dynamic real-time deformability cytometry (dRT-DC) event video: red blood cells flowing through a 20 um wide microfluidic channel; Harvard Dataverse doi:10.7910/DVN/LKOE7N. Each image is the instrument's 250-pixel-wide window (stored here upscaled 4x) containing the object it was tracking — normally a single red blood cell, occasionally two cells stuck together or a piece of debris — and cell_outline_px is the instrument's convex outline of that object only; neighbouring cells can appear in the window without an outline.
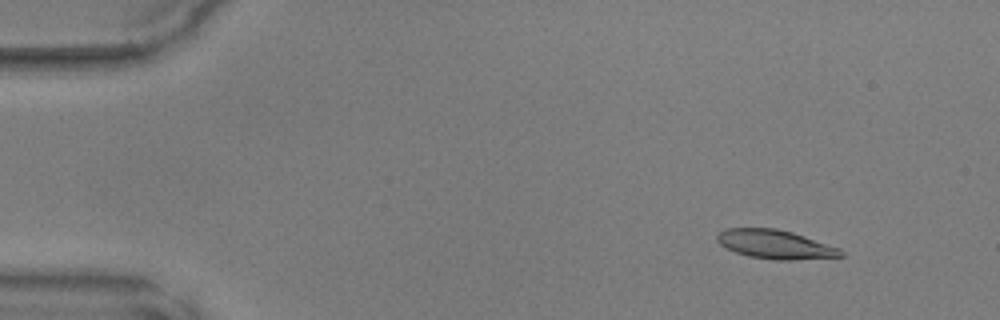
{"species": "common noctule bat (a hibernating species)", "species_latin": "Nyctalus noctula", "temperature_condition": "warm", "stored_images_in_passage": 49, "camera_frame_rate_fps": 3000, "um_per_image_px": 0.085, "animal": {"sex": "male", "body_mass_g": 17.9, "forearm_length_mm": 54.2}, "frame": {"image": 1, "passage_image": 6, "time_ms": 1.667, "image_size_px": [1000, 320], "cell_outline_px": [[844, 256], [788, 260], [776, 260], [748, 256], [736, 252], [720, 244], [716, 240], [716, 236], [724, 228], [776, 228], [792, 232], [840, 248], [844, 252]], "centroid_in_image_um": [65.89, 20.76], "position_along_channel_um": 19.1, "area_um2": 20.69}}
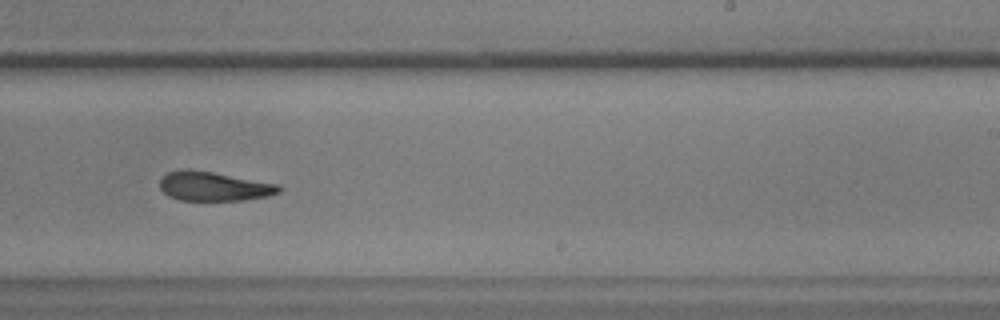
{"frame": {"image": 2, "passage_image": 31, "time_ms": 10.0, "image_size_px": [1000, 320], "cell_outline_px": [[280, 192], [268, 196], [244, 200], [180, 200], [168, 196], [160, 188], [160, 180], [168, 172], [188, 168], [212, 172], [280, 184]], "centroid_in_image_um": [18.18, 15.83], "position_along_channel_um": 270.8, "area_um2": 20.23}}
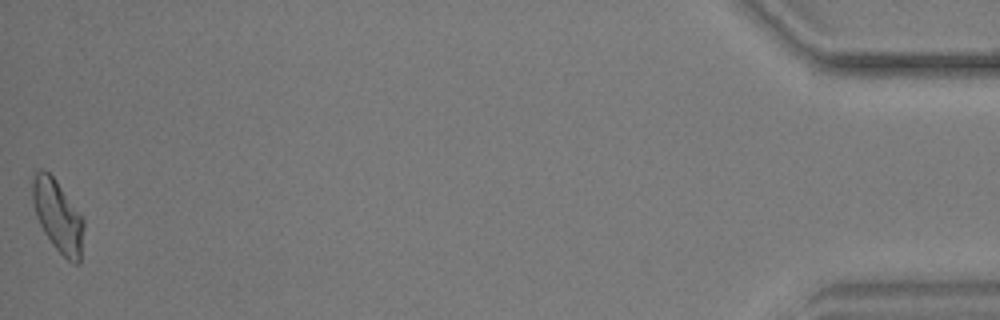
{"frame": {"image": 3, "passage_image": 49, "time_ms": 16.0, "image_size_px": [1000, 320], "cell_outline_px": [[84, 228], [80, 264], [72, 264], [52, 244], [44, 232], [36, 216], [32, 204], [32, 180], [36, 172], [40, 168], [44, 168], [56, 180], [84, 216]], "centroid_in_image_um": [4.94, 18.35], "position_along_channel_um": 430.3, "area_um2": 21.85}}